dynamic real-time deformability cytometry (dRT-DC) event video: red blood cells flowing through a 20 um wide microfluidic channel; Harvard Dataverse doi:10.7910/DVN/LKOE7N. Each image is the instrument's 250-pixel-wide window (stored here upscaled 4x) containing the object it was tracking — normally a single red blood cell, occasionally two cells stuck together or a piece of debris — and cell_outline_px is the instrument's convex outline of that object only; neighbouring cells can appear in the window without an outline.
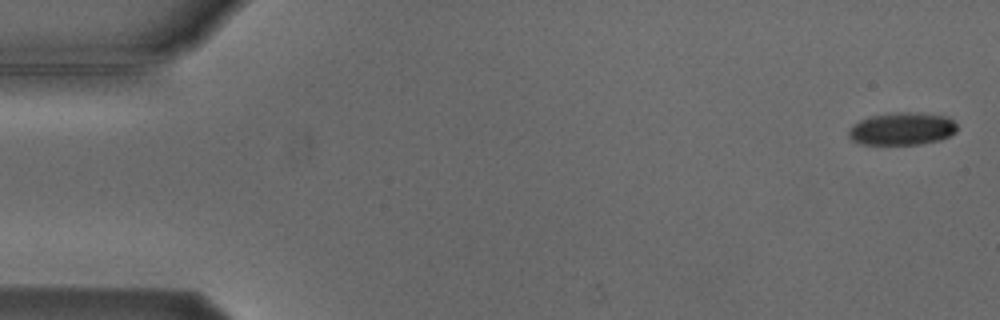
{"species": "Egyptian fruit bat (a non-hibernating species)", "species_latin": "Rousettus aegyptiacus", "temperature_condition": "cold", "stored_images_in_passage": 5, "camera_frame_rate_fps": 3000, "um_per_image_px": 0.085, "animal": {"sex": "male"}, "frame": {"image": 1, "passage_image": 1, "time_ms": 0.0, "image_size_px": [1000, 320], "cell_outline_px": [[956, 132], [940, 140], [920, 144], [860, 144], [852, 140], [848, 136], [848, 132], [852, 124], [860, 120], [872, 116], [900, 112], [920, 112], [948, 116], [956, 124]], "centroid_in_image_um": [76.68, 10.94], "position_along_channel_um": 8.3, "area_um2": 20.63}}
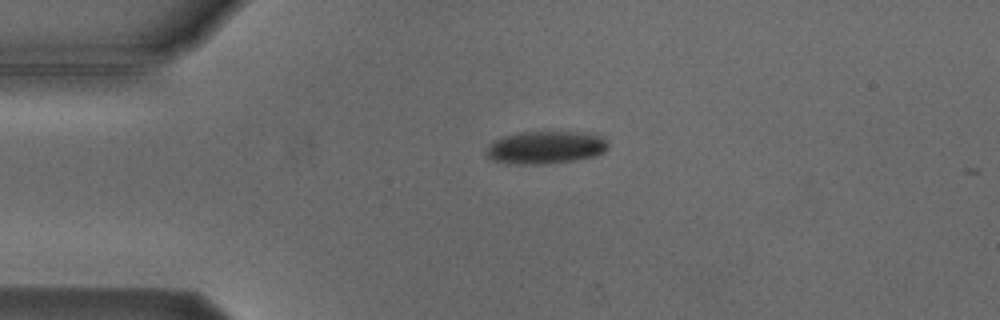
{"frame": {"image": 2, "passage_image": 4, "time_ms": 3.667, "image_size_px": [1000, 320], "cell_outline_px": [[608, 148], [604, 152], [596, 156], [572, 160], [544, 164], [508, 164], [492, 160], [484, 152], [488, 144], [504, 136], [520, 132], [576, 132], [604, 136], [608, 144]], "centroid_in_image_um": [46.36, 12.54], "position_along_channel_um": 38.6, "area_um2": 23.29}}